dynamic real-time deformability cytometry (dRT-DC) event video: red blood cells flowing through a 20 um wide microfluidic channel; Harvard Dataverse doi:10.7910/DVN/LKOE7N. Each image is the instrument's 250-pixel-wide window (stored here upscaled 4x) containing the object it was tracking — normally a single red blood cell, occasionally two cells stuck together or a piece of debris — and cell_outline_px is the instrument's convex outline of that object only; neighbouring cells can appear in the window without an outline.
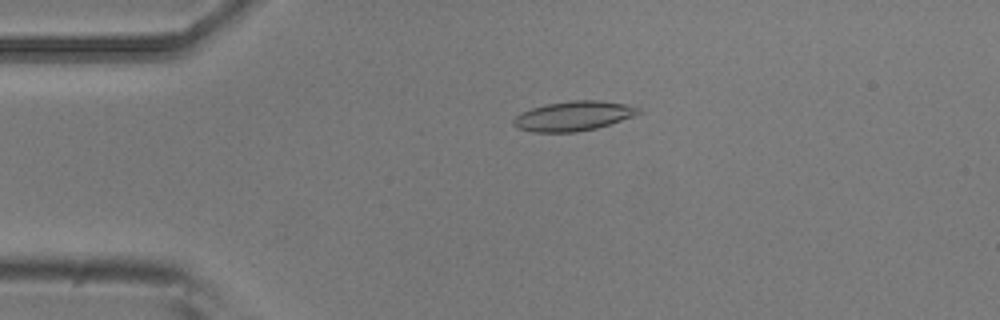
{"species": "common noctule bat (a hibernating species)", "species_latin": "Nyctalus noctula", "temperature_condition": "room temperature", "stored_images_in_passage": 4, "camera_frame_rate_fps": 3000, "um_per_image_px": 0.085, "animal": {"sex": "male", "body_mass_g": 20.5, "forearm_length_mm": 52.5}, "frame": {"image": 1, "passage_image": 3, "time_ms": 0.667, "image_size_px": [1000, 320], "cell_outline_px": [[640, 112], [632, 116], [596, 128], [576, 132], [532, 132], [516, 128], [512, 124], [512, 120], [520, 112], [532, 108], [548, 104], [572, 100], [596, 100], [624, 104], [640, 108]], "centroid_in_image_um": [48.66, 9.87], "position_along_channel_um": 36.3, "area_um2": 21.33}}